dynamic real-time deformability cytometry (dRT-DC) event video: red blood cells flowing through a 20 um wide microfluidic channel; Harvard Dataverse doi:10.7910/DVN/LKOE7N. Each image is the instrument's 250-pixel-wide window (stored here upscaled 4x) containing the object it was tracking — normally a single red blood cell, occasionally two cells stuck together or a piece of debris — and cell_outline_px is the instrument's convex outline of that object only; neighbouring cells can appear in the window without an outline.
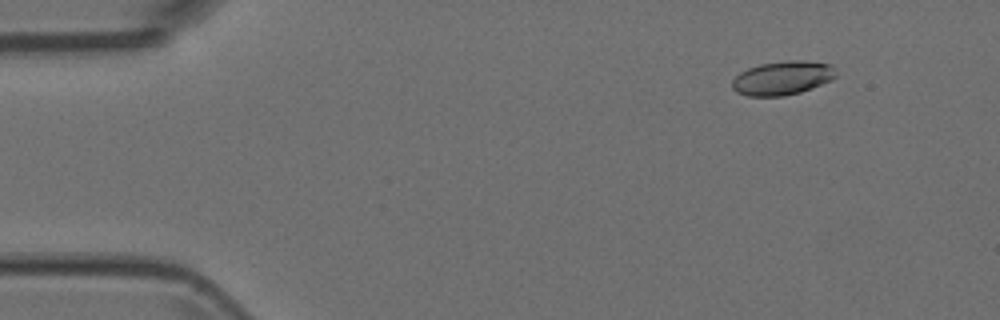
{"species": "Egyptian fruit bat (a non-hibernating species)", "species_latin": "Rousettus aegyptiacus", "temperature_condition": "room temperature", "stored_images_in_passage": 4, "camera_frame_rate_fps": 3000, "um_per_image_px": 0.085, "animal": {"sex": "female"}, "frame": {"image": 1, "passage_image": 2, "time_ms": 0.333, "image_size_px": [1000, 320], "cell_outline_px": [[836, 76], [832, 80], [800, 92], [784, 96], [748, 96], [736, 92], [732, 88], [732, 80], [740, 72], [748, 68], [760, 64], [788, 60], [800, 60], [832, 64]], "centroid_in_image_um": [66.49, 6.63], "position_along_channel_um": 18.5, "area_um2": 20.46}}
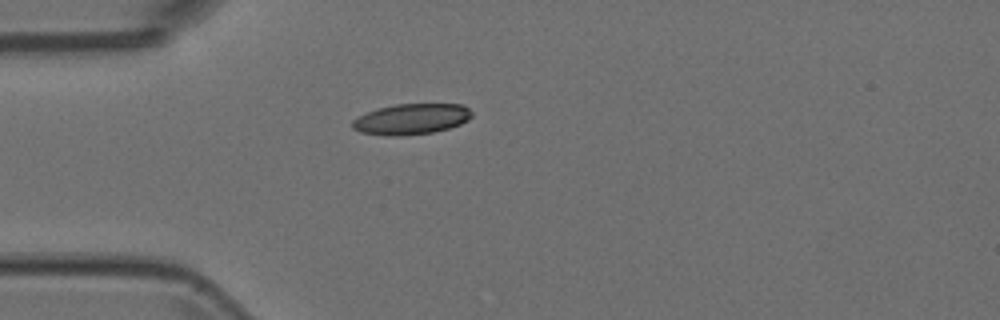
{"frame": {"image": 2, "passage_image": 4, "time_ms": 1.0, "image_size_px": [1000, 320], "cell_outline_px": [[472, 116], [468, 120], [460, 124], [448, 128], [432, 132], [400, 136], [384, 136], [360, 132], [352, 128], [352, 120], [376, 108], [396, 104], [464, 104], [472, 112]], "centroid_in_image_um": [34.96, 10.12], "position_along_channel_um": 50.0, "area_um2": 21.44}}